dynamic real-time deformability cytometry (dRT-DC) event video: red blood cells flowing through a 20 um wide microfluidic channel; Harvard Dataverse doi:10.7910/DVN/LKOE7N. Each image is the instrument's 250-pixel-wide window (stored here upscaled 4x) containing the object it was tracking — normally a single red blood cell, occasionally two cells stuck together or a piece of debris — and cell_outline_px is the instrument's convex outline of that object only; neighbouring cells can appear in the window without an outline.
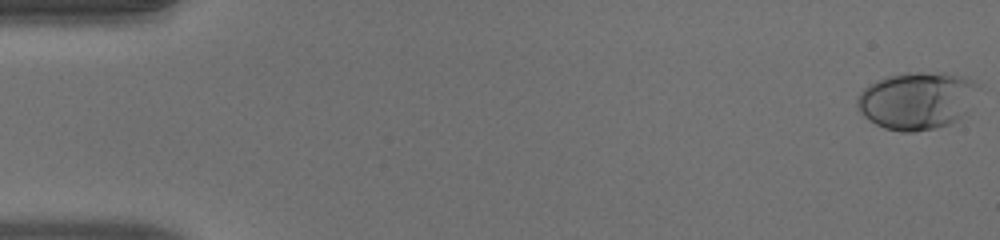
{"species": "human", "species_latin": "Homo sapiens", "temperature_condition": "warm", "stored_images_in_passage": 52, "camera_frame_rate_fps": 3000, "um_per_image_px": 0.085, "donor": {"sex": "male"}, "frame": {"image": 1, "passage_image": 1, "time_ms": 0.0, "image_size_px": [1000, 240], "cell_outline_px": [[980, 88], [964, 112], [956, 120], [948, 124], [936, 128], [912, 132], [900, 132], [884, 128], [876, 124], [864, 116], [860, 112], [856, 104], [856, 100], [860, 92], [864, 88], [876, 80], [888, 76], [904, 72], [944, 72], [960, 76], [972, 80], [980, 84]], "centroid_in_image_um": [77.91, 8.53], "position_along_channel_um": 7.1, "area_um2": 40.52}}
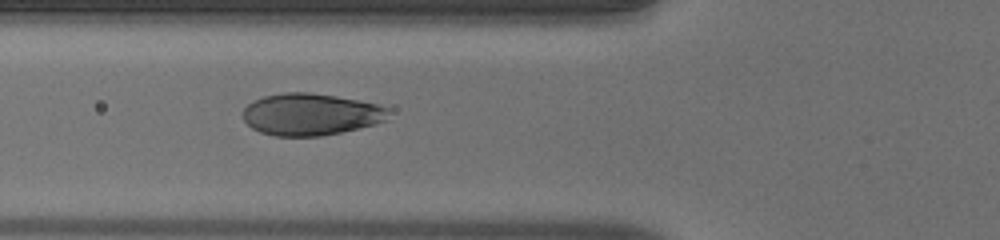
{"frame": {"image": 2, "passage_image": 20, "time_ms": 6.333, "image_size_px": [1000, 240], "cell_outline_px": [[388, 120], [340, 132], [320, 136], [276, 136], [260, 132], [252, 128], [244, 120], [244, 108], [252, 100], [264, 96], [284, 92], [312, 92], [336, 96], [376, 104], [388, 108]], "centroid_in_image_um": [26.38, 9.71], "position_along_channel_um": 99.4, "area_um2": 35.37}}
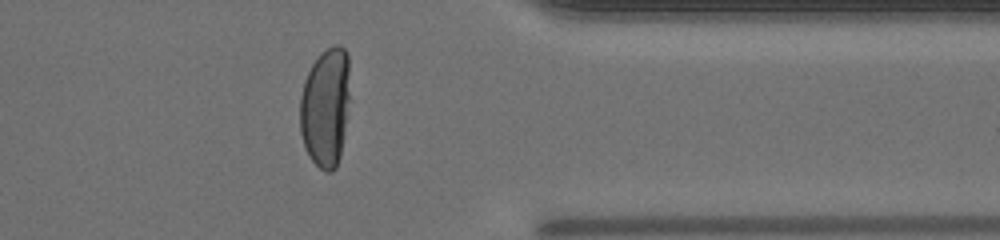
{"frame": {"image": 3, "passage_image": 42, "time_ms": 13.667, "image_size_px": [1000, 240], "cell_outline_px": [[352, 100], [340, 156], [336, 168], [332, 172], [324, 172], [312, 160], [304, 144], [300, 132], [300, 96], [304, 80], [312, 64], [320, 52], [332, 44], [340, 44], [348, 52]], "centroid_in_image_um": [27.73, 9.06], "position_along_channel_um": 383.7, "area_um2": 36.07}, "authors_computed_cell_mechanics": {"area_um2": 36.9631, "velocity_mm_per_s": 4.007, "shape_relaxation_time_tau1_ms": 3.8784, "shape_relaxation_time_tau2_ms": null, "deformation_change_tau1": 0.2334, "deformation_change_tau2": null}}